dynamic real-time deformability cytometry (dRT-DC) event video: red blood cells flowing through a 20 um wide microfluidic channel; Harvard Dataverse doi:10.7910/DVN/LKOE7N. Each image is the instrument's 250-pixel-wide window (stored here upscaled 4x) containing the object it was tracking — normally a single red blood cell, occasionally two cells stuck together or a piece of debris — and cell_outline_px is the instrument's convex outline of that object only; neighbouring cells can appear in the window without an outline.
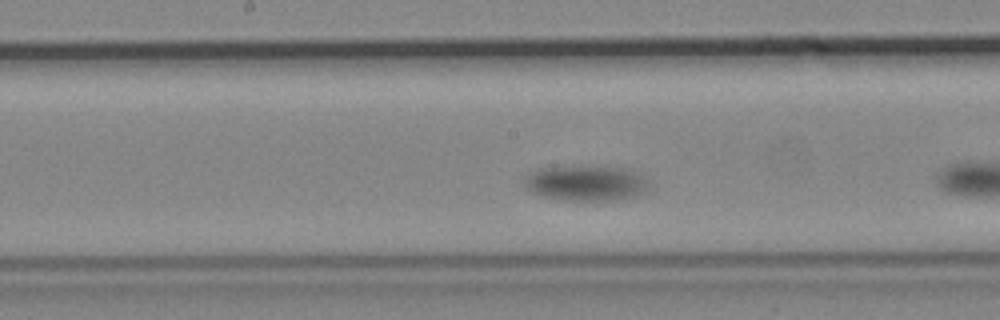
{"species": "common noctule bat (a hibernating species)", "species_latin": "Nyctalus noctula", "temperature_condition": "cold", "stored_images_in_passage": 30, "camera_frame_rate_fps": 3000, "um_per_image_px": 0.085, "animal": {"sex": "male", "body_mass_g": 19.2, "forearm_length_mm": 51.8}, "frame": {"image": 1, "passage_image": 13, "time_ms": 4.0, "image_size_px": [1000, 320], "cell_outline_px": [[644, 188], [640, 192], [632, 196], [608, 200], [564, 200], [544, 196], [532, 192], [524, 188], [524, 180], [532, 172], [544, 168], [620, 168], [632, 172], [640, 176], [644, 180]], "centroid_in_image_um": [49.67, 15.6], "position_along_channel_um": 198.5, "area_um2": 23.93}}